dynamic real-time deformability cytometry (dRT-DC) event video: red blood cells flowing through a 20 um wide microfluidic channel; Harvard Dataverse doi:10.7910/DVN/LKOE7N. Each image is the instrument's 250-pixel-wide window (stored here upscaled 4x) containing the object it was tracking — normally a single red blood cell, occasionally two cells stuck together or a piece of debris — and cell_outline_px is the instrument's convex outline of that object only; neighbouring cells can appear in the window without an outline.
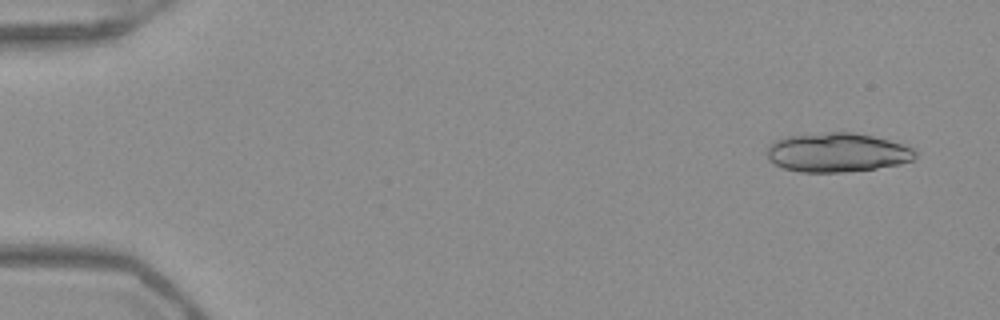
{"species": "Egyptian fruit bat (a non-hibernating species)", "species_latin": "Rousettus aegyptiacus", "temperature_condition": "warm", "stored_images_in_passage": 51, "segment_of_instrument_passage": [1, 2], "camera_frame_rate_fps": 3000, "um_per_image_px": 0.085, "frame": {"image": 1, "passage_image": 3, "time_ms": 0.667, "image_size_px": [1000, 320], "cell_outline_px": [[916, 156], [912, 160], [900, 164], [876, 168], [844, 172], [800, 172], [784, 168], [768, 160], [764, 152], [768, 144], [784, 136], [828, 132], [852, 132], [872, 136], [888, 140], [912, 148], [916, 152]], "centroid_in_image_um": [71.09, 12.96], "position_along_channel_um": 13.9, "area_um2": 33.93}}